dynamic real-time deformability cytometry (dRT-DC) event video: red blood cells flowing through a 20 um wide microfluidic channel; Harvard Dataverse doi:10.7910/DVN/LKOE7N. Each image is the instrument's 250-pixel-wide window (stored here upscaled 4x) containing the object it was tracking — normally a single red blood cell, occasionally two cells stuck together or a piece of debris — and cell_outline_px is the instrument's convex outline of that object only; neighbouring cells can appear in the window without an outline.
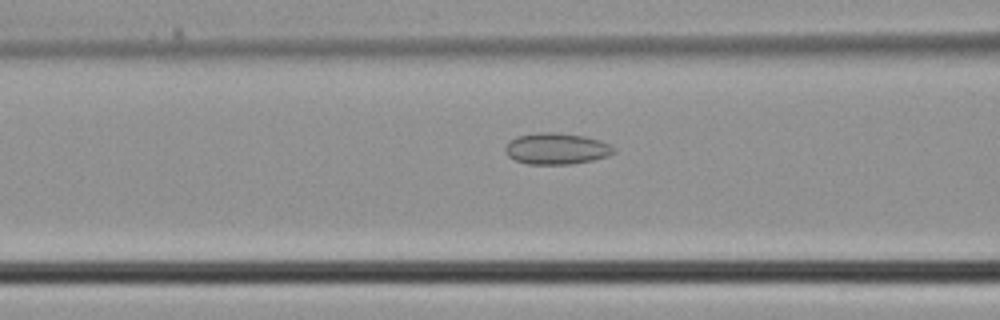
{"species": "common noctule bat (a hibernating species)", "species_latin": "Nyctalus noctula", "temperature_condition": "cold", "stored_images_in_passage": 24, "camera_frame_rate_fps": 3000, "um_per_image_px": 0.085, "animal": {"sex": "male", "body_mass_g": 21.5, "forearm_length_mm": 52.0}, "frame": {"image": 1, "passage_image": 7, "time_ms": 2.0, "image_size_px": [1000, 320], "cell_outline_px": [[616, 152], [608, 156], [592, 160], [572, 164], [528, 164], [516, 160], [508, 156], [504, 152], [504, 148], [516, 136], [540, 132], [552, 132], [584, 136], [600, 140], [612, 144], [616, 148]], "centroid_in_image_um": [47.34, 12.64], "position_along_channel_um": 119.3, "area_um2": 19.88}}
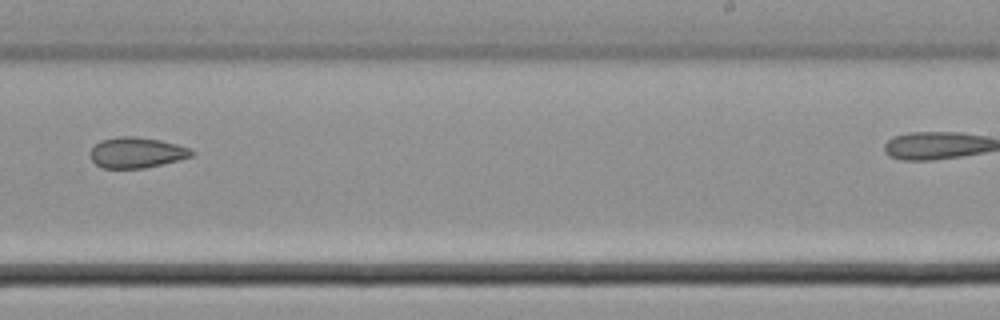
{"frame": {"image": 2, "passage_image": 16, "time_ms": 5.0, "image_size_px": [1000, 320], "cell_outline_px": [[196, 152], [192, 156], [180, 160], [144, 168], [104, 168], [96, 164], [92, 160], [88, 152], [100, 140], [120, 136], [136, 136], [160, 140], [176, 144], [188, 148]], "centroid_in_image_um": [11.6, 12.97], "position_along_channel_um": 277.4, "area_um2": 18.15}}
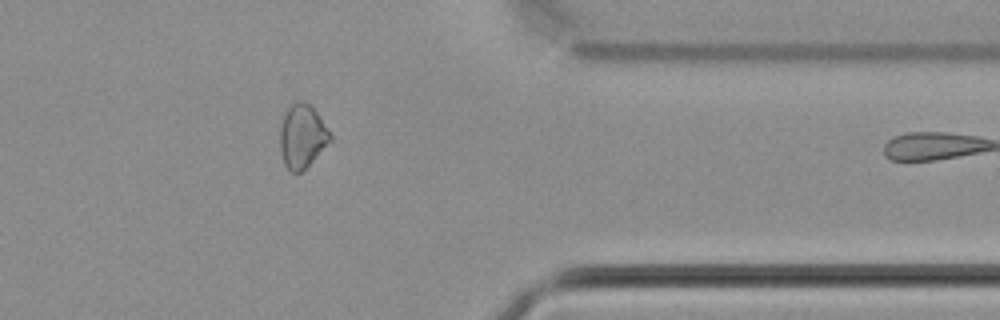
{"frame": {"image": 3, "passage_image": 23, "time_ms": 7.333, "image_size_px": [1000, 320], "cell_outline_px": [[332, 140], [300, 172], [288, 172], [284, 164], [280, 152], [280, 128], [284, 116], [288, 108], [292, 104], [300, 100], [308, 104], [316, 112], [332, 136]], "centroid_in_image_um": [25.66, 11.6], "position_along_channel_um": 385.7, "area_um2": 18.21}}